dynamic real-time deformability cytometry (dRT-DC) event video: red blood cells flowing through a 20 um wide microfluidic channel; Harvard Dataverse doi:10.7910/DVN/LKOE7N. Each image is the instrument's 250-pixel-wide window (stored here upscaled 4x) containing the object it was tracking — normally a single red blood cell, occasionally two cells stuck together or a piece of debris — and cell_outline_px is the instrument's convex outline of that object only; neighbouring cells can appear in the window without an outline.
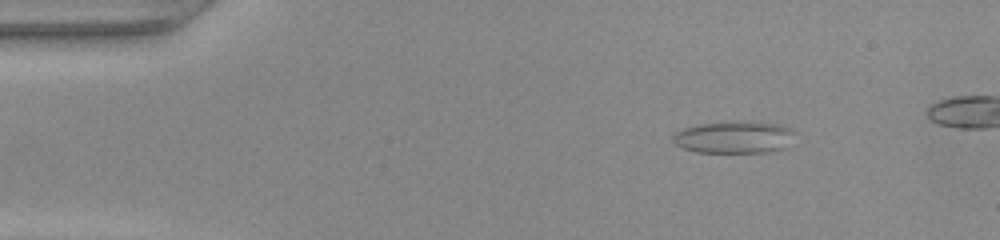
{"species": "common noctule bat (a hibernating species)", "species_latin": "Nyctalus noctula", "temperature_condition": "warm", "stored_images_in_passage": 40, "camera_frame_rate_fps": 3000, "um_per_image_px": 0.085, "animal": {"sex": "female", "body_mass_g": 22.0, "forearm_length_mm": 56.7}, "frame": {"image": 1, "passage_image": 1, "time_ms": 0.0, "image_size_px": [1000, 240], "cell_outline_px": [[800, 132], [784, 148], [764, 152], [696, 152], [684, 148], [676, 144], [672, 140], [672, 136], [676, 132], [684, 128], [700, 124], [756, 120], [784, 124]], "centroid_in_image_um": [62.52, 11.63], "position_along_channel_um": 22.5, "area_um2": 23.29}}
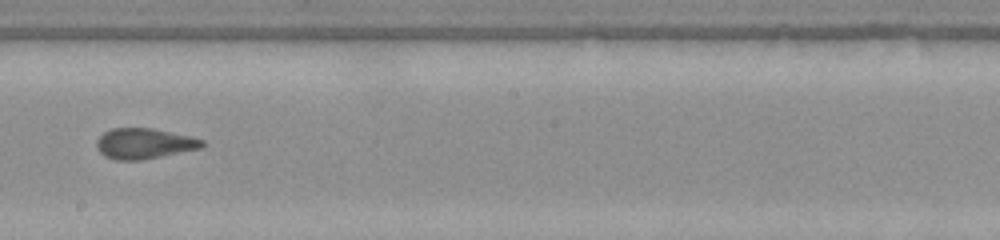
{"frame": {"image": 2, "passage_image": 22, "time_ms": 7.0, "image_size_px": [1000, 240], "cell_outline_px": [[204, 148], [140, 160], [116, 160], [104, 156], [96, 148], [96, 140], [104, 132], [112, 128], [152, 128], [192, 136], [204, 140]], "centroid_in_image_um": [12.27, 12.2], "position_along_channel_um": 235.9, "area_um2": 18.96}}
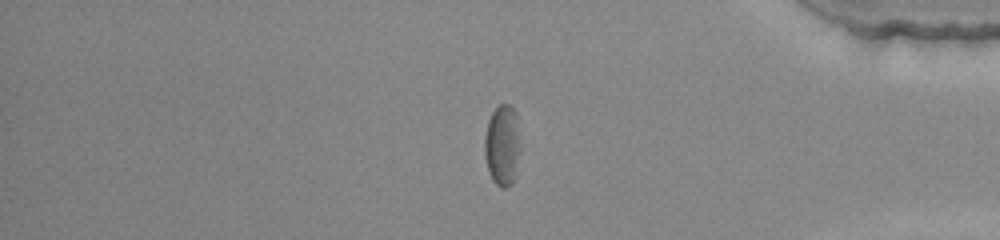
{"frame": {"image": 3, "passage_image": 35, "time_ms": 11.333, "image_size_px": [1000, 240], "cell_outline_px": [[520, 152], [516, 176], [512, 184], [504, 188], [500, 188], [492, 180], [484, 156], [484, 140], [488, 120], [492, 112], [500, 104], [508, 104], [516, 112], [520, 140]], "centroid_in_image_um": [42.71, 12.37], "position_along_channel_um": 392.5, "area_um2": 17.22}}